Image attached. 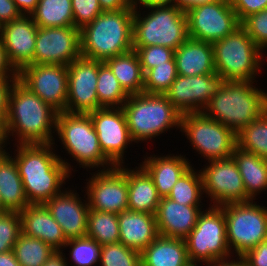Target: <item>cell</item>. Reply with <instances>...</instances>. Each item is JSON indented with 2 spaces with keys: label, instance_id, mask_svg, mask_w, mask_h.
Masks as SVG:
<instances>
[{
  "label": "cell",
  "instance_id": "36",
  "mask_svg": "<svg viewBox=\"0 0 267 266\" xmlns=\"http://www.w3.org/2000/svg\"><path fill=\"white\" fill-rule=\"evenodd\" d=\"M55 250L44 241L27 236H19L13 252L21 266H42Z\"/></svg>",
  "mask_w": 267,
  "mask_h": 266
},
{
  "label": "cell",
  "instance_id": "56",
  "mask_svg": "<svg viewBox=\"0 0 267 266\" xmlns=\"http://www.w3.org/2000/svg\"><path fill=\"white\" fill-rule=\"evenodd\" d=\"M133 4L135 8H138L137 4L141 5V7L142 5L144 7L151 4H173V0H133Z\"/></svg>",
  "mask_w": 267,
  "mask_h": 266
},
{
  "label": "cell",
  "instance_id": "34",
  "mask_svg": "<svg viewBox=\"0 0 267 266\" xmlns=\"http://www.w3.org/2000/svg\"><path fill=\"white\" fill-rule=\"evenodd\" d=\"M97 97L101 107H122L129 94L120 85L109 66L99 61Z\"/></svg>",
  "mask_w": 267,
  "mask_h": 266
},
{
  "label": "cell",
  "instance_id": "5",
  "mask_svg": "<svg viewBox=\"0 0 267 266\" xmlns=\"http://www.w3.org/2000/svg\"><path fill=\"white\" fill-rule=\"evenodd\" d=\"M133 142L146 141L181 125V113L165 94H131L122 106Z\"/></svg>",
  "mask_w": 267,
  "mask_h": 266
},
{
  "label": "cell",
  "instance_id": "43",
  "mask_svg": "<svg viewBox=\"0 0 267 266\" xmlns=\"http://www.w3.org/2000/svg\"><path fill=\"white\" fill-rule=\"evenodd\" d=\"M133 49L137 52L144 74L156 65L166 64L174 57L175 52L169 47L160 45L133 47Z\"/></svg>",
  "mask_w": 267,
  "mask_h": 266
},
{
  "label": "cell",
  "instance_id": "35",
  "mask_svg": "<svg viewBox=\"0 0 267 266\" xmlns=\"http://www.w3.org/2000/svg\"><path fill=\"white\" fill-rule=\"evenodd\" d=\"M237 147L267 159V110L237 133Z\"/></svg>",
  "mask_w": 267,
  "mask_h": 266
},
{
  "label": "cell",
  "instance_id": "31",
  "mask_svg": "<svg viewBox=\"0 0 267 266\" xmlns=\"http://www.w3.org/2000/svg\"><path fill=\"white\" fill-rule=\"evenodd\" d=\"M120 85L129 94H140L144 87V73L137 52L133 49L127 53L110 57L104 61Z\"/></svg>",
  "mask_w": 267,
  "mask_h": 266
},
{
  "label": "cell",
  "instance_id": "33",
  "mask_svg": "<svg viewBox=\"0 0 267 266\" xmlns=\"http://www.w3.org/2000/svg\"><path fill=\"white\" fill-rule=\"evenodd\" d=\"M87 237L94 239L101 246L119 242L118 214L89 209Z\"/></svg>",
  "mask_w": 267,
  "mask_h": 266
},
{
  "label": "cell",
  "instance_id": "6",
  "mask_svg": "<svg viewBox=\"0 0 267 266\" xmlns=\"http://www.w3.org/2000/svg\"><path fill=\"white\" fill-rule=\"evenodd\" d=\"M149 11L141 16L139 7H134L133 47L152 45L166 46L176 50L188 37L186 12L173 4L144 6Z\"/></svg>",
  "mask_w": 267,
  "mask_h": 266
},
{
  "label": "cell",
  "instance_id": "25",
  "mask_svg": "<svg viewBox=\"0 0 267 266\" xmlns=\"http://www.w3.org/2000/svg\"><path fill=\"white\" fill-rule=\"evenodd\" d=\"M174 58L178 75L215 73L212 43L188 38L175 50Z\"/></svg>",
  "mask_w": 267,
  "mask_h": 266
},
{
  "label": "cell",
  "instance_id": "41",
  "mask_svg": "<svg viewBox=\"0 0 267 266\" xmlns=\"http://www.w3.org/2000/svg\"><path fill=\"white\" fill-rule=\"evenodd\" d=\"M21 233L22 221L18 211H6L0 214V253L13 250Z\"/></svg>",
  "mask_w": 267,
  "mask_h": 266
},
{
  "label": "cell",
  "instance_id": "12",
  "mask_svg": "<svg viewBox=\"0 0 267 266\" xmlns=\"http://www.w3.org/2000/svg\"><path fill=\"white\" fill-rule=\"evenodd\" d=\"M188 37L213 43L241 26L230 0L192 7L186 12Z\"/></svg>",
  "mask_w": 267,
  "mask_h": 266
},
{
  "label": "cell",
  "instance_id": "53",
  "mask_svg": "<svg viewBox=\"0 0 267 266\" xmlns=\"http://www.w3.org/2000/svg\"><path fill=\"white\" fill-rule=\"evenodd\" d=\"M63 250H55L42 266H68ZM67 263V264H66Z\"/></svg>",
  "mask_w": 267,
  "mask_h": 266
},
{
  "label": "cell",
  "instance_id": "4",
  "mask_svg": "<svg viewBox=\"0 0 267 266\" xmlns=\"http://www.w3.org/2000/svg\"><path fill=\"white\" fill-rule=\"evenodd\" d=\"M253 83L225 81L203 112L237 134L267 110V93Z\"/></svg>",
  "mask_w": 267,
  "mask_h": 266
},
{
  "label": "cell",
  "instance_id": "23",
  "mask_svg": "<svg viewBox=\"0 0 267 266\" xmlns=\"http://www.w3.org/2000/svg\"><path fill=\"white\" fill-rule=\"evenodd\" d=\"M19 213L23 234L44 241L54 250L64 248L67 240L61 226L53 219L44 204H29Z\"/></svg>",
  "mask_w": 267,
  "mask_h": 266
},
{
  "label": "cell",
  "instance_id": "54",
  "mask_svg": "<svg viewBox=\"0 0 267 266\" xmlns=\"http://www.w3.org/2000/svg\"><path fill=\"white\" fill-rule=\"evenodd\" d=\"M0 266H21L17 261L13 250L0 253Z\"/></svg>",
  "mask_w": 267,
  "mask_h": 266
},
{
  "label": "cell",
  "instance_id": "8",
  "mask_svg": "<svg viewBox=\"0 0 267 266\" xmlns=\"http://www.w3.org/2000/svg\"><path fill=\"white\" fill-rule=\"evenodd\" d=\"M55 132L63 148L81 165L80 167H102L103 170L115 167L101 151L98 135L88 113H58Z\"/></svg>",
  "mask_w": 267,
  "mask_h": 266
},
{
  "label": "cell",
  "instance_id": "49",
  "mask_svg": "<svg viewBox=\"0 0 267 266\" xmlns=\"http://www.w3.org/2000/svg\"><path fill=\"white\" fill-rule=\"evenodd\" d=\"M0 78H18V71L9 62L0 38Z\"/></svg>",
  "mask_w": 267,
  "mask_h": 266
},
{
  "label": "cell",
  "instance_id": "7",
  "mask_svg": "<svg viewBox=\"0 0 267 266\" xmlns=\"http://www.w3.org/2000/svg\"><path fill=\"white\" fill-rule=\"evenodd\" d=\"M212 46L215 72L224 81L255 80L264 61L263 51L241 26Z\"/></svg>",
  "mask_w": 267,
  "mask_h": 266
},
{
  "label": "cell",
  "instance_id": "50",
  "mask_svg": "<svg viewBox=\"0 0 267 266\" xmlns=\"http://www.w3.org/2000/svg\"><path fill=\"white\" fill-rule=\"evenodd\" d=\"M102 11L134 9L133 0H99Z\"/></svg>",
  "mask_w": 267,
  "mask_h": 266
},
{
  "label": "cell",
  "instance_id": "46",
  "mask_svg": "<svg viewBox=\"0 0 267 266\" xmlns=\"http://www.w3.org/2000/svg\"><path fill=\"white\" fill-rule=\"evenodd\" d=\"M242 257L248 266H267V240L249 250Z\"/></svg>",
  "mask_w": 267,
  "mask_h": 266
},
{
  "label": "cell",
  "instance_id": "59",
  "mask_svg": "<svg viewBox=\"0 0 267 266\" xmlns=\"http://www.w3.org/2000/svg\"><path fill=\"white\" fill-rule=\"evenodd\" d=\"M199 264H197V262H189L186 266H198ZM207 266H209V264H206Z\"/></svg>",
  "mask_w": 267,
  "mask_h": 266
},
{
  "label": "cell",
  "instance_id": "10",
  "mask_svg": "<svg viewBox=\"0 0 267 266\" xmlns=\"http://www.w3.org/2000/svg\"><path fill=\"white\" fill-rule=\"evenodd\" d=\"M185 242L190 262L211 264L230 258L232 251L227 242L226 221L222 207L211 205L201 211L196 226L185 238Z\"/></svg>",
  "mask_w": 267,
  "mask_h": 266
},
{
  "label": "cell",
  "instance_id": "44",
  "mask_svg": "<svg viewBox=\"0 0 267 266\" xmlns=\"http://www.w3.org/2000/svg\"><path fill=\"white\" fill-rule=\"evenodd\" d=\"M74 16V27L79 30L91 23L103 11L99 0H71Z\"/></svg>",
  "mask_w": 267,
  "mask_h": 266
},
{
  "label": "cell",
  "instance_id": "17",
  "mask_svg": "<svg viewBox=\"0 0 267 266\" xmlns=\"http://www.w3.org/2000/svg\"><path fill=\"white\" fill-rule=\"evenodd\" d=\"M224 82V78L216 72L195 76L178 75L165 96L181 114L203 112Z\"/></svg>",
  "mask_w": 267,
  "mask_h": 266
},
{
  "label": "cell",
  "instance_id": "15",
  "mask_svg": "<svg viewBox=\"0 0 267 266\" xmlns=\"http://www.w3.org/2000/svg\"><path fill=\"white\" fill-rule=\"evenodd\" d=\"M209 165L201 169L204 194L215 206L229 203L248 202L252 199L246 194L243 180L234 159L208 161ZM216 203V204H215Z\"/></svg>",
  "mask_w": 267,
  "mask_h": 266
},
{
  "label": "cell",
  "instance_id": "42",
  "mask_svg": "<svg viewBox=\"0 0 267 266\" xmlns=\"http://www.w3.org/2000/svg\"><path fill=\"white\" fill-rule=\"evenodd\" d=\"M240 24L254 43L264 52L267 48V9L248 15Z\"/></svg>",
  "mask_w": 267,
  "mask_h": 266
},
{
  "label": "cell",
  "instance_id": "22",
  "mask_svg": "<svg viewBox=\"0 0 267 266\" xmlns=\"http://www.w3.org/2000/svg\"><path fill=\"white\" fill-rule=\"evenodd\" d=\"M201 205H182L163 197L155 214L160 236L185 239L196 226Z\"/></svg>",
  "mask_w": 267,
  "mask_h": 266
},
{
  "label": "cell",
  "instance_id": "28",
  "mask_svg": "<svg viewBox=\"0 0 267 266\" xmlns=\"http://www.w3.org/2000/svg\"><path fill=\"white\" fill-rule=\"evenodd\" d=\"M139 167L136 170L127 168L128 210L155 215L161 197L152 178L141 166Z\"/></svg>",
  "mask_w": 267,
  "mask_h": 266
},
{
  "label": "cell",
  "instance_id": "51",
  "mask_svg": "<svg viewBox=\"0 0 267 266\" xmlns=\"http://www.w3.org/2000/svg\"><path fill=\"white\" fill-rule=\"evenodd\" d=\"M218 0H173V5L184 12H187L192 7H197L204 4L216 2Z\"/></svg>",
  "mask_w": 267,
  "mask_h": 266
},
{
  "label": "cell",
  "instance_id": "58",
  "mask_svg": "<svg viewBox=\"0 0 267 266\" xmlns=\"http://www.w3.org/2000/svg\"><path fill=\"white\" fill-rule=\"evenodd\" d=\"M6 211H8V210L4 207L2 200H1V197H0V214L4 213Z\"/></svg>",
  "mask_w": 267,
  "mask_h": 266
},
{
  "label": "cell",
  "instance_id": "30",
  "mask_svg": "<svg viewBox=\"0 0 267 266\" xmlns=\"http://www.w3.org/2000/svg\"><path fill=\"white\" fill-rule=\"evenodd\" d=\"M231 157L240 171L246 194L255 200L257 194L267 189V159L241 150L239 147L234 149Z\"/></svg>",
  "mask_w": 267,
  "mask_h": 266
},
{
  "label": "cell",
  "instance_id": "16",
  "mask_svg": "<svg viewBox=\"0 0 267 266\" xmlns=\"http://www.w3.org/2000/svg\"><path fill=\"white\" fill-rule=\"evenodd\" d=\"M81 56L80 30L69 27H38L33 60L29 64L68 66Z\"/></svg>",
  "mask_w": 267,
  "mask_h": 266
},
{
  "label": "cell",
  "instance_id": "26",
  "mask_svg": "<svg viewBox=\"0 0 267 266\" xmlns=\"http://www.w3.org/2000/svg\"><path fill=\"white\" fill-rule=\"evenodd\" d=\"M171 155L150 156L144 162L142 161V165H140L152 178L161 198L167 197L174 184L192 167L188 161L189 159L185 156Z\"/></svg>",
  "mask_w": 267,
  "mask_h": 266
},
{
  "label": "cell",
  "instance_id": "24",
  "mask_svg": "<svg viewBox=\"0 0 267 266\" xmlns=\"http://www.w3.org/2000/svg\"><path fill=\"white\" fill-rule=\"evenodd\" d=\"M120 240L128 248L142 252L158 236L154 214L126 210L118 214Z\"/></svg>",
  "mask_w": 267,
  "mask_h": 266
},
{
  "label": "cell",
  "instance_id": "1",
  "mask_svg": "<svg viewBox=\"0 0 267 266\" xmlns=\"http://www.w3.org/2000/svg\"><path fill=\"white\" fill-rule=\"evenodd\" d=\"M53 144L16 145L17 154L13 157L29 204H44L62 193L63 183L73 170L61 156L53 153Z\"/></svg>",
  "mask_w": 267,
  "mask_h": 266
},
{
  "label": "cell",
  "instance_id": "47",
  "mask_svg": "<svg viewBox=\"0 0 267 266\" xmlns=\"http://www.w3.org/2000/svg\"><path fill=\"white\" fill-rule=\"evenodd\" d=\"M21 15L13 0H0V27Z\"/></svg>",
  "mask_w": 267,
  "mask_h": 266
},
{
  "label": "cell",
  "instance_id": "18",
  "mask_svg": "<svg viewBox=\"0 0 267 266\" xmlns=\"http://www.w3.org/2000/svg\"><path fill=\"white\" fill-rule=\"evenodd\" d=\"M88 114L98 135L103 154L115 166L124 164L125 149L133 141L122 107H102Z\"/></svg>",
  "mask_w": 267,
  "mask_h": 266
},
{
  "label": "cell",
  "instance_id": "40",
  "mask_svg": "<svg viewBox=\"0 0 267 266\" xmlns=\"http://www.w3.org/2000/svg\"><path fill=\"white\" fill-rule=\"evenodd\" d=\"M71 248L70 257L74 266H92L100 262L101 245L89 237L69 239L64 247Z\"/></svg>",
  "mask_w": 267,
  "mask_h": 266
},
{
  "label": "cell",
  "instance_id": "14",
  "mask_svg": "<svg viewBox=\"0 0 267 266\" xmlns=\"http://www.w3.org/2000/svg\"><path fill=\"white\" fill-rule=\"evenodd\" d=\"M95 172L86 187L89 208L115 214L128 210L127 168L119 165Z\"/></svg>",
  "mask_w": 267,
  "mask_h": 266
},
{
  "label": "cell",
  "instance_id": "2",
  "mask_svg": "<svg viewBox=\"0 0 267 266\" xmlns=\"http://www.w3.org/2000/svg\"><path fill=\"white\" fill-rule=\"evenodd\" d=\"M57 115L55 109L16 79L8 97L6 137L9 140L10 135H18L19 144L54 143Z\"/></svg>",
  "mask_w": 267,
  "mask_h": 266
},
{
  "label": "cell",
  "instance_id": "52",
  "mask_svg": "<svg viewBox=\"0 0 267 266\" xmlns=\"http://www.w3.org/2000/svg\"><path fill=\"white\" fill-rule=\"evenodd\" d=\"M19 12L22 15H31L38 4L39 0H13Z\"/></svg>",
  "mask_w": 267,
  "mask_h": 266
},
{
  "label": "cell",
  "instance_id": "45",
  "mask_svg": "<svg viewBox=\"0 0 267 266\" xmlns=\"http://www.w3.org/2000/svg\"><path fill=\"white\" fill-rule=\"evenodd\" d=\"M238 20L267 9V0H230Z\"/></svg>",
  "mask_w": 267,
  "mask_h": 266
},
{
  "label": "cell",
  "instance_id": "29",
  "mask_svg": "<svg viewBox=\"0 0 267 266\" xmlns=\"http://www.w3.org/2000/svg\"><path fill=\"white\" fill-rule=\"evenodd\" d=\"M189 262L185 239L159 235L141 252V266H186Z\"/></svg>",
  "mask_w": 267,
  "mask_h": 266
},
{
  "label": "cell",
  "instance_id": "48",
  "mask_svg": "<svg viewBox=\"0 0 267 266\" xmlns=\"http://www.w3.org/2000/svg\"><path fill=\"white\" fill-rule=\"evenodd\" d=\"M16 79L17 78H0V118L4 122L7 116L9 92Z\"/></svg>",
  "mask_w": 267,
  "mask_h": 266
},
{
  "label": "cell",
  "instance_id": "55",
  "mask_svg": "<svg viewBox=\"0 0 267 266\" xmlns=\"http://www.w3.org/2000/svg\"><path fill=\"white\" fill-rule=\"evenodd\" d=\"M238 260L234 261L230 259H223L215 261L214 263L209 264V266H248L246 260L243 257L238 256Z\"/></svg>",
  "mask_w": 267,
  "mask_h": 266
},
{
  "label": "cell",
  "instance_id": "21",
  "mask_svg": "<svg viewBox=\"0 0 267 266\" xmlns=\"http://www.w3.org/2000/svg\"><path fill=\"white\" fill-rule=\"evenodd\" d=\"M74 190H66L44 203L61 226L66 240L87 236L88 202H82Z\"/></svg>",
  "mask_w": 267,
  "mask_h": 266
},
{
  "label": "cell",
  "instance_id": "20",
  "mask_svg": "<svg viewBox=\"0 0 267 266\" xmlns=\"http://www.w3.org/2000/svg\"><path fill=\"white\" fill-rule=\"evenodd\" d=\"M37 31L38 26L31 15H21L0 27L7 57L17 71L33 60Z\"/></svg>",
  "mask_w": 267,
  "mask_h": 266
},
{
  "label": "cell",
  "instance_id": "9",
  "mask_svg": "<svg viewBox=\"0 0 267 266\" xmlns=\"http://www.w3.org/2000/svg\"><path fill=\"white\" fill-rule=\"evenodd\" d=\"M253 200L222 205L230 251L244 256L249 250L267 240V207Z\"/></svg>",
  "mask_w": 267,
  "mask_h": 266
},
{
  "label": "cell",
  "instance_id": "19",
  "mask_svg": "<svg viewBox=\"0 0 267 266\" xmlns=\"http://www.w3.org/2000/svg\"><path fill=\"white\" fill-rule=\"evenodd\" d=\"M99 60L83 56L67 66L68 94L66 112L89 113L102 108L97 97Z\"/></svg>",
  "mask_w": 267,
  "mask_h": 266
},
{
  "label": "cell",
  "instance_id": "27",
  "mask_svg": "<svg viewBox=\"0 0 267 266\" xmlns=\"http://www.w3.org/2000/svg\"><path fill=\"white\" fill-rule=\"evenodd\" d=\"M0 197L8 211H22L29 202L17 164L9 152L0 151Z\"/></svg>",
  "mask_w": 267,
  "mask_h": 266
},
{
  "label": "cell",
  "instance_id": "57",
  "mask_svg": "<svg viewBox=\"0 0 267 266\" xmlns=\"http://www.w3.org/2000/svg\"><path fill=\"white\" fill-rule=\"evenodd\" d=\"M7 137H6V130H5V122L0 118V151L5 150L4 146L7 142ZM3 147V148H2Z\"/></svg>",
  "mask_w": 267,
  "mask_h": 266
},
{
  "label": "cell",
  "instance_id": "39",
  "mask_svg": "<svg viewBox=\"0 0 267 266\" xmlns=\"http://www.w3.org/2000/svg\"><path fill=\"white\" fill-rule=\"evenodd\" d=\"M101 266H141V252L123 245L121 242L101 246Z\"/></svg>",
  "mask_w": 267,
  "mask_h": 266
},
{
  "label": "cell",
  "instance_id": "32",
  "mask_svg": "<svg viewBox=\"0 0 267 266\" xmlns=\"http://www.w3.org/2000/svg\"><path fill=\"white\" fill-rule=\"evenodd\" d=\"M31 16L38 27L74 26L71 0H39Z\"/></svg>",
  "mask_w": 267,
  "mask_h": 266
},
{
  "label": "cell",
  "instance_id": "37",
  "mask_svg": "<svg viewBox=\"0 0 267 266\" xmlns=\"http://www.w3.org/2000/svg\"><path fill=\"white\" fill-rule=\"evenodd\" d=\"M191 167L174 184L169 199L182 205H201L202 194H204L203 179L200 170L194 171Z\"/></svg>",
  "mask_w": 267,
  "mask_h": 266
},
{
  "label": "cell",
  "instance_id": "3",
  "mask_svg": "<svg viewBox=\"0 0 267 266\" xmlns=\"http://www.w3.org/2000/svg\"><path fill=\"white\" fill-rule=\"evenodd\" d=\"M134 9L103 11L80 29L81 56L105 61L133 50Z\"/></svg>",
  "mask_w": 267,
  "mask_h": 266
},
{
  "label": "cell",
  "instance_id": "38",
  "mask_svg": "<svg viewBox=\"0 0 267 266\" xmlns=\"http://www.w3.org/2000/svg\"><path fill=\"white\" fill-rule=\"evenodd\" d=\"M177 76L176 61L173 57L166 64L156 65L144 74L143 92L165 94Z\"/></svg>",
  "mask_w": 267,
  "mask_h": 266
},
{
  "label": "cell",
  "instance_id": "13",
  "mask_svg": "<svg viewBox=\"0 0 267 266\" xmlns=\"http://www.w3.org/2000/svg\"><path fill=\"white\" fill-rule=\"evenodd\" d=\"M58 113L67 105V66L60 64H28L18 71L17 78Z\"/></svg>",
  "mask_w": 267,
  "mask_h": 266
},
{
  "label": "cell",
  "instance_id": "11",
  "mask_svg": "<svg viewBox=\"0 0 267 266\" xmlns=\"http://www.w3.org/2000/svg\"><path fill=\"white\" fill-rule=\"evenodd\" d=\"M180 131L208 161L231 158L237 147V134L204 112L182 114Z\"/></svg>",
  "mask_w": 267,
  "mask_h": 266
}]
</instances>
